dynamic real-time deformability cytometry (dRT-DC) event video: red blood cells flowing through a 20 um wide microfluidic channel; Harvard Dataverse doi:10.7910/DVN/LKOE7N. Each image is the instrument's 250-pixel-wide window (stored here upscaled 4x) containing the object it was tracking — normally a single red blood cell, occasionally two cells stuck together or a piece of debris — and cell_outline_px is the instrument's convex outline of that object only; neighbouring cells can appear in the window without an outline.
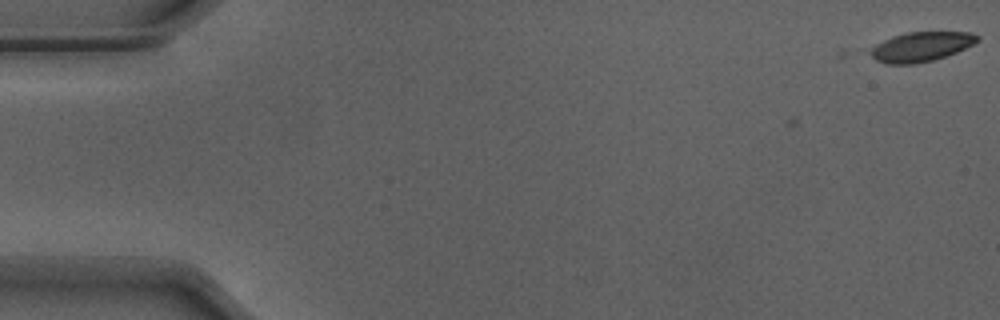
{"species": "Egyptian fruit bat (a non-hibernating species)", "species_latin": "Rousettus aegyptiacus", "temperature_condition": "warm", "stored_images_in_passage": 4, "camera_frame_rate_fps": 3000, "um_per_image_px": 0.085, "animal": {"sex": "male"}, "frame": {"image": 1, "passage_image": 4, "time_ms": 1.0, "image_size_px": [1000, 320], "cell_outline_px": [[980, 40], [956, 52], [932, 60], [916, 64], [888, 64], [876, 60], [868, 52], [876, 44], [892, 36], [908, 32], [968, 32], [980, 36]], "centroid_in_image_um": [78.28, 3.97], "position_along_channel_um": 6.7, "area_um2": 18.26}}